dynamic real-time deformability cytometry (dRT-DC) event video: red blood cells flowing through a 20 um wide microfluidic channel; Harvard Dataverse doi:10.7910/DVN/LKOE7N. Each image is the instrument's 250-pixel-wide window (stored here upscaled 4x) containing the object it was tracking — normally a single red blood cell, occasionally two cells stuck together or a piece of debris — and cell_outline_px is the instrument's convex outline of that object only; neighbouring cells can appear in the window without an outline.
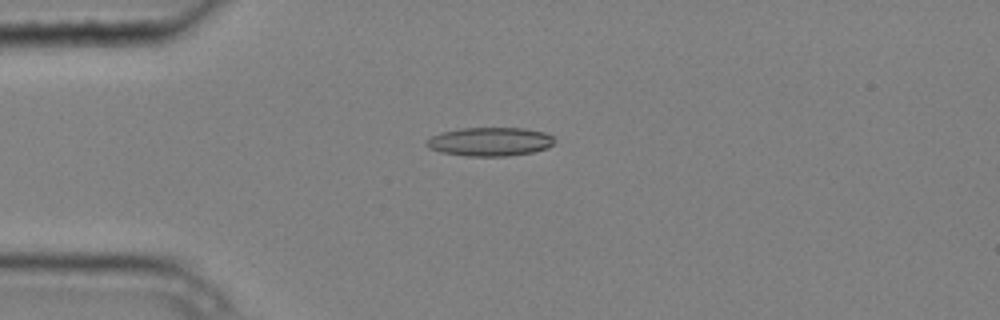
{"species": "common noctule bat (a hibernating species)", "species_latin": "Nyctalus noctula", "temperature_condition": "cold", "stored_images_in_passage": 5, "camera_frame_rate_fps": 3000, "um_per_image_px": 0.085, "animal": {"sex": "male", "body_mass_g": 20.4}, "frame": {"image": 1, "passage_image": 4, "time_ms": 1.0, "image_size_px": [1000, 320], "cell_outline_px": [[556, 140], [548, 148], [532, 152], [508, 156], [468, 156], [440, 152], [428, 148], [424, 144], [424, 140], [440, 132], [460, 128], [524, 128], [544, 132], [556, 136]], "centroid_in_image_um": [41.64, 12.04], "position_along_channel_um": 43.4, "area_um2": 21.73}}